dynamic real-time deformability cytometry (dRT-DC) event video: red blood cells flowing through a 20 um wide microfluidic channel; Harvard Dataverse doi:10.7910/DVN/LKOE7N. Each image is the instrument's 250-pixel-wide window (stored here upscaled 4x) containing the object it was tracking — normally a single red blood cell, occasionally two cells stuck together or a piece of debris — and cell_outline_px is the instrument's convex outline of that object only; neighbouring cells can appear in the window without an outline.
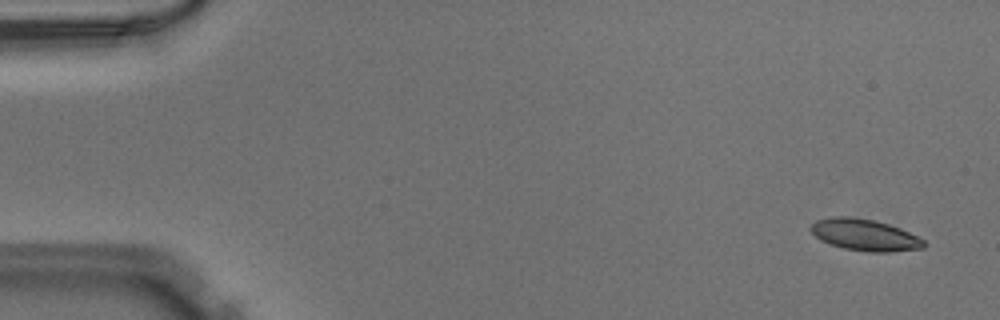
{"species": "Egyptian fruit bat (a non-hibernating species)", "species_latin": "Rousettus aegyptiacus", "temperature_condition": "warm", "stored_images_in_passage": 50, "camera_frame_rate_fps": 3000, "um_per_image_px": 0.085, "animal": {"sex": "male"}, "frame": {"image": 1, "passage_image": 2, "time_ms": 0.333, "image_size_px": [1000, 320], "cell_outline_px": [[924, 248], [888, 252], [868, 252], [844, 248], [820, 240], [808, 228], [816, 220], [832, 216], [852, 216], [872, 220], [888, 224], [900, 228], [924, 240]], "centroid_in_image_um": [73.47, 19.96], "position_along_channel_um": 11.5, "area_um2": 20.69}}
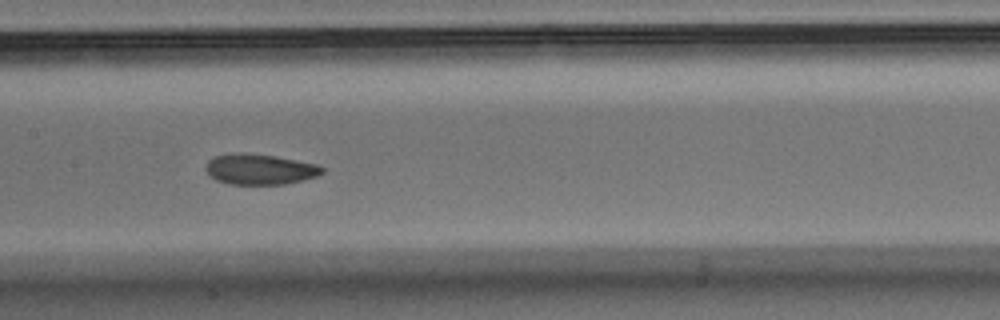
{"frame": {"image": 2, "passage_image": 25, "time_ms": 8.0, "image_size_px": [1000, 320], "cell_outline_px": [[324, 172], [316, 176], [284, 184], [232, 184], [216, 180], [204, 168], [208, 160], [212, 156], [232, 152], [244, 152], [276, 156], [316, 164], [324, 168]], "centroid_in_image_um": [22.04, 14.36], "position_along_channel_um": 185.4, "area_um2": 20.75}}
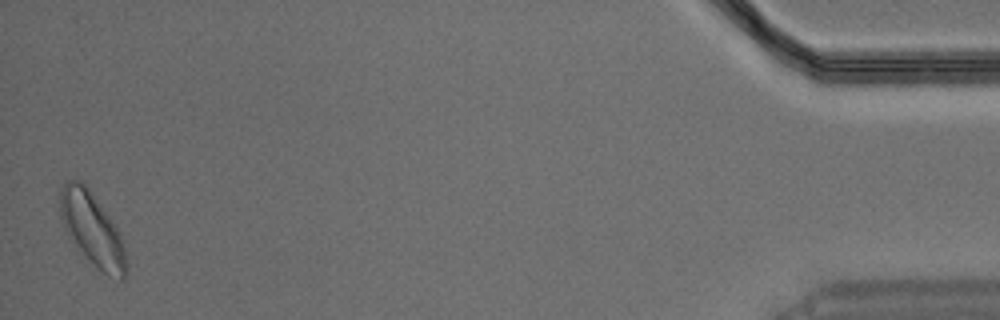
{"frame": {"image": 3, "passage_image": 50, "time_ms": 16.333, "image_size_px": [1000, 320], "cell_outline_px": [[128, 272], [124, 280], [120, 280], [108, 276], [80, 248], [68, 232], [60, 220], [60, 188], [64, 180], [80, 180], [88, 188], [100, 204], [120, 232], [128, 264]], "centroid_in_image_um": [7.87, 19.45], "position_along_channel_um": 427.3, "area_um2": 27.46}}